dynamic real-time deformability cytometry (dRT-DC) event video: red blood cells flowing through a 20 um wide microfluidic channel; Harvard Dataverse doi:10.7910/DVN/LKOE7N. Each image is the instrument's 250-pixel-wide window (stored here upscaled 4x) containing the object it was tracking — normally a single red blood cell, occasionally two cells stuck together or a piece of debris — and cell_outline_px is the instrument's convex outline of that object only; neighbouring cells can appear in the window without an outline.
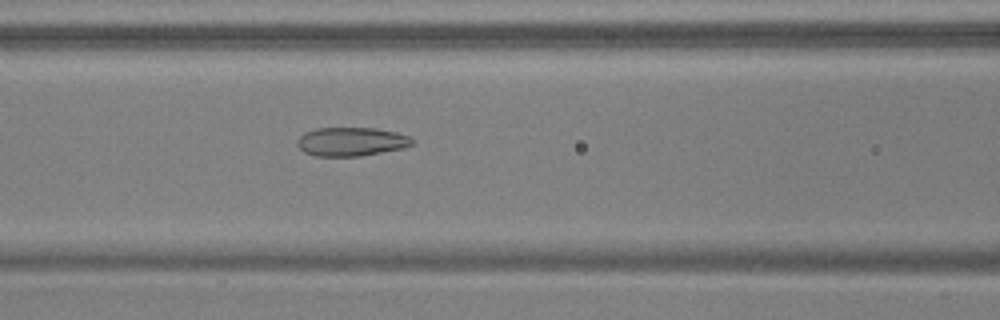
{"species": "common noctule bat (a hibernating species)", "species_latin": "Nyctalus noctula", "temperature_condition": "warm", "stored_images_in_passage": 52, "camera_frame_rate_fps": 3000, "um_per_image_px": 0.085, "animal": {"sex": "male", "body_mass_g": 17.9, "forearm_length_mm": 54.2}, "frame": {"image": 1, "passage_image": 23, "time_ms": 7.333, "image_size_px": [1000, 320], "cell_outline_px": [[412, 144], [404, 148], [360, 156], [316, 156], [304, 152], [296, 144], [296, 140], [304, 132], [316, 128], [376, 128], [396, 132], [408, 136], [412, 140]], "centroid_in_image_um": [29.82, 12.04], "position_along_channel_um": 136.8, "area_um2": 19.25}}
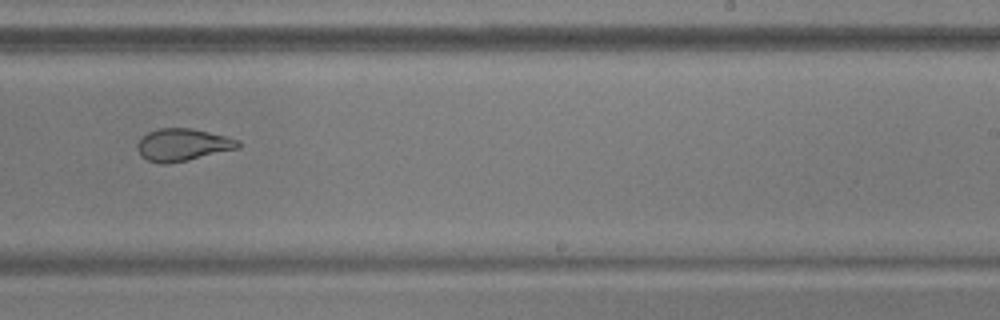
{"frame": {"image": 2, "passage_image": 34, "time_ms": 11.0, "image_size_px": [1000, 320], "cell_outline_px": [[240, 148], [188, 160], [168, 164], [160, 164], [148, 160], [140, 156], [136, 148], [136, 144], [148, 132], [160, 128], [192, 128], [240, 140]], "centroid_in_image_um": [15.52, 12.32], "position_along_channel_um": 273.5, "area_um2": 19.02}}
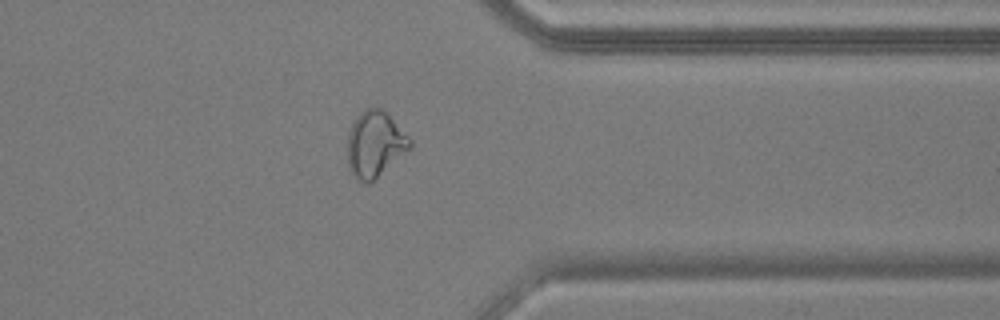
{"frame": {"image": 3, "passage_image": 43, "time_ms": 14.0, "image_size_px": [1000, 320], "cell_outline_px": [[412, 148], [368, 184], [360, 180], [352, 172], [348, 164], [348, 132], [356, 116], [364, 108], [384, 108], [412, 140]], "centroid_in_image_um": [31.9, 12.2], "position_along_channel_um": 379.5, "area_um2": 23.99}}